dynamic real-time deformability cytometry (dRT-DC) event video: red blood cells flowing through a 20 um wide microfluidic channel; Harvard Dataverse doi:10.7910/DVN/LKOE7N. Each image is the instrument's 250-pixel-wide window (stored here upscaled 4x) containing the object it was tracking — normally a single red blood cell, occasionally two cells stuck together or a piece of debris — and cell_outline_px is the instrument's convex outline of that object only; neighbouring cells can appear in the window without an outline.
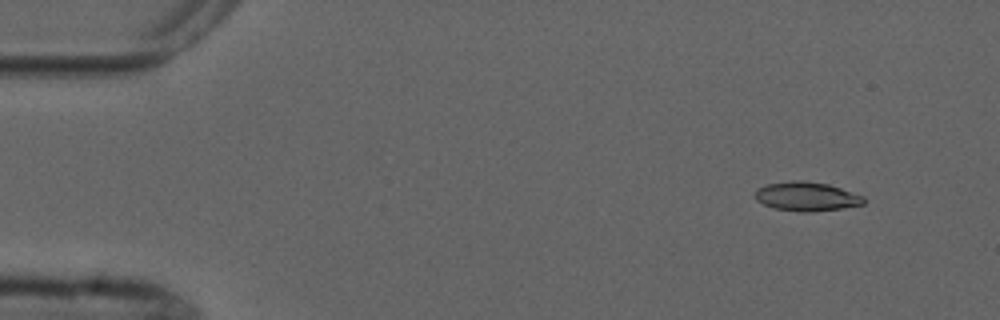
{"species": "common noctule bat (a hibernating species)", "species_latin": "Nyctalus noctula", "temperature_condition": "cold", "stored_images_in_passage": 4, "camera_frame_rate_fps": 3000, "um_per_image_px": 0.085, "animal": {"sex": "male", "forearm_length_mm": 52.5}, "frame": {"image": 1, "passage_image": 1, "time_ms": 0.0, "image_size_px": [1000, 320], "cell_outline_px": [[864, 204], [840, 208], [812, 212], [800, 212], [776, 208], [764, 204], [756, 200], [756, 188], [768, 184], [796, 180], [804, 180], [828, 184], [864, 196]], "centroid_in_image_um": [68.56, 16.69], "position_along_channel_um": 16.4, "area_um2": 18.21}}
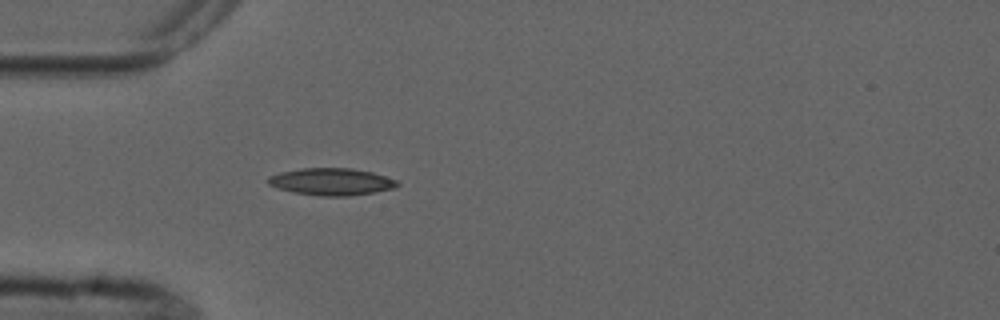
{"frame": {"image": 2, "passage_image": 4, "time_ms": 3.667, "image_size_px": [1000, 320], "cell_outline_px": [[400, 184], [392, 188], [376, 192], [348, 196], [320, 196], [292, 192], [268, 184], [268, 176], [280, 172], [300, 168], [352, 168], [372, 172], [396, 180]], "centroid_in_image_um": [28.16, 15.44], "position_along_channel_um": 56.8, "area_um2": 20.35}}